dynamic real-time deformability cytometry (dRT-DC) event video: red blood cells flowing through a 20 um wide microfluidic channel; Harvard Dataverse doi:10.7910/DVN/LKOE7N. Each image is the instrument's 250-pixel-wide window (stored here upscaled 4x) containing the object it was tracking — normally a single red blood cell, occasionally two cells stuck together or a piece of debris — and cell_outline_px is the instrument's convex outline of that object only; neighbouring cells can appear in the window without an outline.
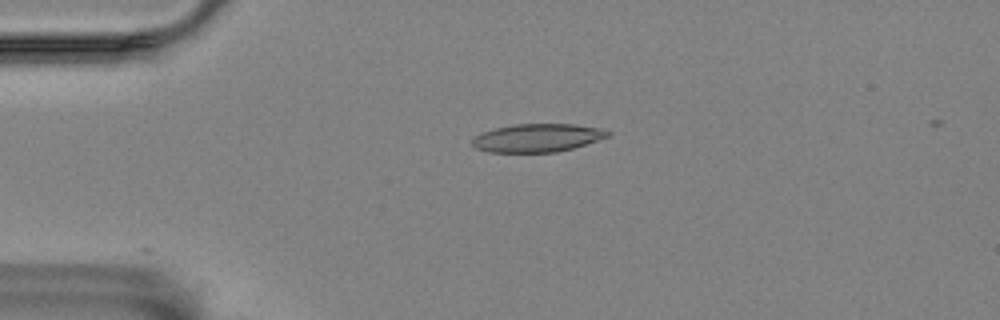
{"species": "Egyptian fruit bat (a non-hibernating species)", "species_latin": "Rousettus aegyptiacus", "temperature_condition": "room temperature", "stored_images_in_passage": 6, "camera_frame_rate_fps": 3000, "um_per_image_px": 0.085, "animal": {"sex": "female"}, "frame": {"image": 1, "passage_image": 1, "time_ms": 0.0, "image_size_px": [1000, 320], "cell_outline_px": [[612, 136], [572, 148], [556, 152], [488, 152], [476, 148], [472, 144], [472, 136], [496, 128], [516, 124], [572, 124], [604, 128], [612, 132]], "centroid_in_image_um": [45.72, 11.71], "position_along_channel_um": 39.3, "area_um2": 22.37}}